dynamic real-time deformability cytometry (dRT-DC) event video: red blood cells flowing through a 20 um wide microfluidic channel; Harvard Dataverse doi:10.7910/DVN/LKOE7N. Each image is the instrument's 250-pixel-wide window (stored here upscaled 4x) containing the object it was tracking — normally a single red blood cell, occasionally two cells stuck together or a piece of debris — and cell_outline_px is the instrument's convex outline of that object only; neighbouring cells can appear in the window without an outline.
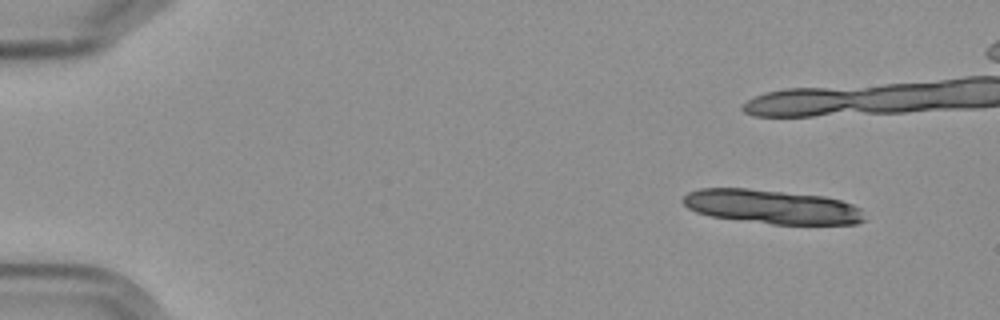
{"species": "Egyptian fruit bat (a non-hibernating species)", "species_latin": "Rousettus aegyptiacus", "temperature_condition": "cold", "stored_images_in_passage": 7, "camera_frame_rate_fps": 3000, "um_per_image_px": 0.085, "frame": {"image": 1, "passage_image": 1, "time_ms": 0.0, "image_size_px": [1000, 320], "cell_outline_px": [[864, 220], [856, 224], [772, 224], [712, 216], [696, 212], [688, 208], [680, 200], [688, 192], [700, 188], [748, 188], [824, 196], [840, 200], [852, 204], [860, 208]], "centroid_in_image_um": [65.59, 17.56], "position_along_channel_um": 19.4, "area_um2": 35.89}}